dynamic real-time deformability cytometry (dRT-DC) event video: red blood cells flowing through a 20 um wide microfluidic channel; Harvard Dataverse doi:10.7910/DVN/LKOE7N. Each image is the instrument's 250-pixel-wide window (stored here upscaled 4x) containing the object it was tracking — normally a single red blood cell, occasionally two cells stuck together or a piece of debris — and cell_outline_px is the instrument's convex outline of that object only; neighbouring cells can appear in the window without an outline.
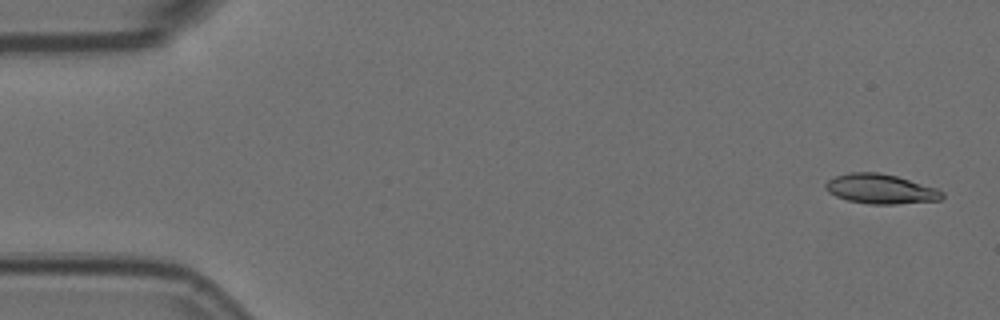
{"species": "Egyptian fruit bat (a non-hibernating species)", "species_latin": "Rousettus aegyptiacus", "temperature_condition": "room temperature", "stored_images_in_passage": 5, "camera_frame_rate_fps": 3000, "um_per_image_px": 0.085, "animal": {"sex": "female"}, "frame": {"image": 1, "passage_image": 1, "time_ms": 0.0, "image_size_px": [1000, 320], "cell_outline_px": [[944, 196], [940, 200], [896, 204], [868, 204], [848, 200], [836, 196], [828, 192], [824, 188], [824, 184], [828, 180], [836, 176], [852, 172], [876, 172], [896, 176], [936, 188], [944, 192]], "centroid_in_image_um": [74.84, 16.07], "position_along_channel_um": 10.2, "area_um2": 20.06}}